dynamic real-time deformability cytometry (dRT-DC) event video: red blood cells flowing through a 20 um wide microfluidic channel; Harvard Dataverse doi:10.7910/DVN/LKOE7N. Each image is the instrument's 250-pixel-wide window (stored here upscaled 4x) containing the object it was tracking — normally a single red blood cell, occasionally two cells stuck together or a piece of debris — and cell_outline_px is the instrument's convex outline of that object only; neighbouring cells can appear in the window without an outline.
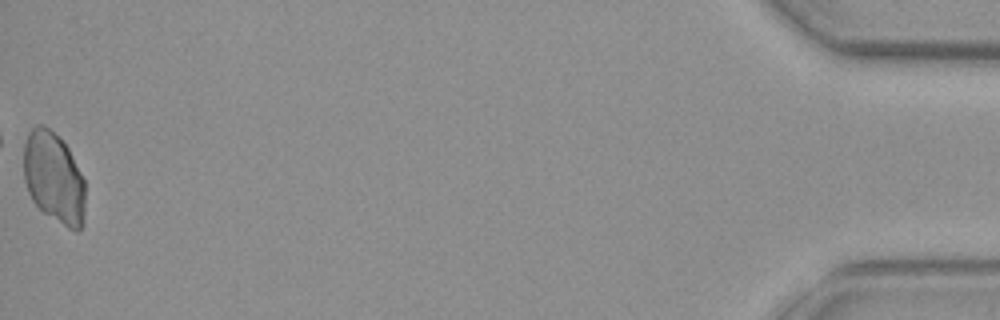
{"species": "common noctule bat (a hibernating species)", "species_latin": "Nyctalus noctula", "temperature_condition": "warm", "stored_images_in_passage": 52, "camera_frame_rate_fps": 3000, "um_per_image_px": 0.085, "animal": {"sex": "female", "body_mass_g": 29.2, "forearm_length_mm": 56.3}, "frame": {"image": 1, "passage_image": 52, "time_ms": 17.0, "image_size_px": [1000, 320], "cell_outline_px": [[84, 224], [76, 232], [68, 228], [44, 212], [32, 200], [28, 192], [24, 180], [24, 144], [28, 132], [36, 124], [44, 124], [68, 148], [84, 180]], "centroid_in_image_um": [4.56, 15.11], "position_along_channel_um": 430.6, "area_um2": 32.43}}